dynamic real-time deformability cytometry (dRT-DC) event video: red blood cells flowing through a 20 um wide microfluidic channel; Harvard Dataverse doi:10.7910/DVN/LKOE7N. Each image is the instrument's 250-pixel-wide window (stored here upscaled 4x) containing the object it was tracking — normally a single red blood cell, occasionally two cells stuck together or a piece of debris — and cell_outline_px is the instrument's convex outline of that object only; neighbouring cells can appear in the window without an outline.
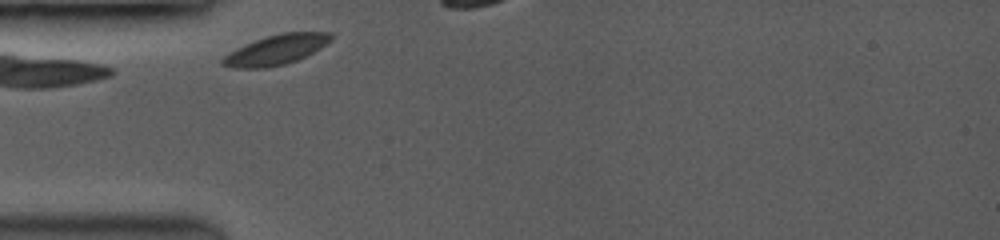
{"species": "common noctule bat (a hibernating species)", "species_latin": "Nyctalus noctula", "temperature_condition": "room temperature", "stored_images_in_passage": 3, "camera_frame_rate_fps": 3500, "um_per_image_px": 0.085, "animal": {"sex": "female", "body_mass_g": 19.0, "forearm_length_mm": 53.3}, "frame": {"image": 1, "passage_image": 1, "time_ms": 0.0, "image_size_px": [1000, 240], "cell_outline_px": [[332, 40], [320, 48], [296, 60], [284, 64], [264, 68], [232, 68], [220, 64], [220, 60], [224, 56], [244, 44], [280, 32], [332, 32]], "centroid_in_image_um": [23.45, 4.23], "position_along_channel_um": 61.5, "area_um2": 18.73}}